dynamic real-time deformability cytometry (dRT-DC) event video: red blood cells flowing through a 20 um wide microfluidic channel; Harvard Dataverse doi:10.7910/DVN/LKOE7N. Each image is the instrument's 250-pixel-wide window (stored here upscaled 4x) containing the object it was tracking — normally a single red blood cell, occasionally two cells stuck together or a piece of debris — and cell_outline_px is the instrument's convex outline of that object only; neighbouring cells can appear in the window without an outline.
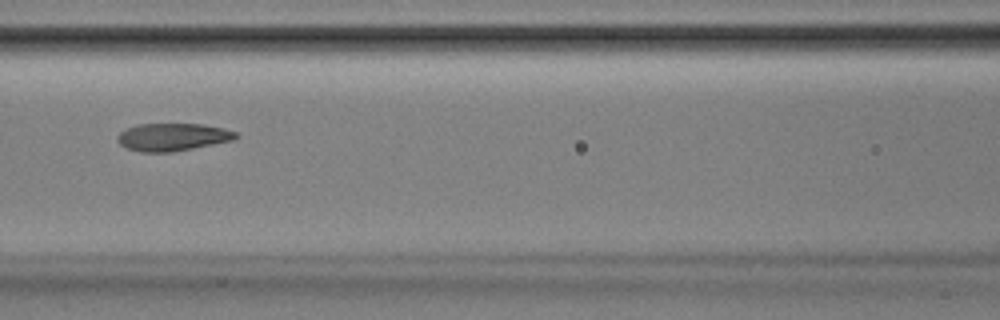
{"species": "Egyptian fruit bat (a non-hibernating species)", "species_latin": "Rousettus aegyptiacus", "temperature_condition": "room temperature", "stored_images_in_passage": 37, "camera_frame_rate_fps": 3000, "um_per_image_px": 0.085, "animal": {"sex": "male"}, "frame": {"image": 1, "passage_image": 8, "time_ms": 2.333, "image_size_px": [1000, 320], "cell_outline_px": [[240, 136], [232, 140], [172, 152], [140, 152], [128, 148], [120, 144], [116, 140], [116, 136], [120, 132], [136, 124], [204, 124], [224, 128], [236, 132]], "centroid_in_image_um": [14.66, 11.64], "position_along_channel_um": 151.9, "area_um2": 19.02}}
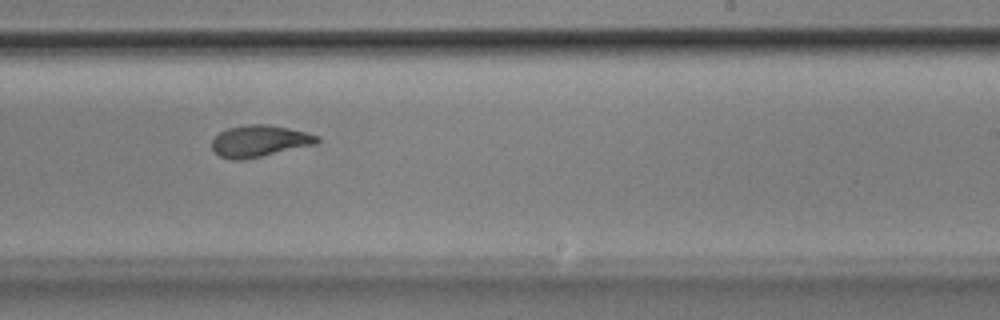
{"frame": {"image": 2, "passage_image": 17, "time_ms": 5.333, "image_size_px": [1000, 320], "cell_outline_px": [[320, 140], [316, 144], [244, 160], [232, 160], [220, 156], [212, 148], [212, 140], [220, 132], [228, 128], [244, 124], [268, 124], [288, 128], [320, 136]], "centroid_in_image_um": [22.05, 11.99], "position_along_channel_um": 266.9, "area_um2": 19.36}}
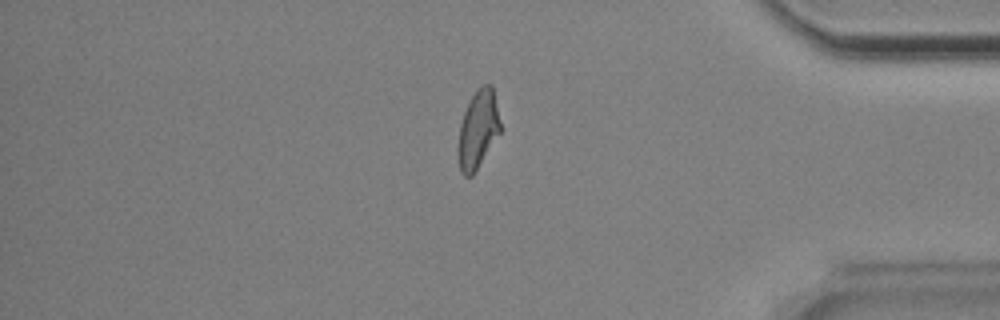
{"frame": {"image": 3, "passage_image": 29, "time_ms": 9.333, "image_size_px": [1000, 320], "cell_outline_px": [[500, 132], [472, 176], [464, 176], [460, 172], [456, 148], [460, 124], [464, 112], [476, 88], [484, 84], [492, 84], [500, 124]], "centroid_in_image_um": [40.59, 11.02], "position_along_channel_um": 394.6, "area_um2": 19.13}, "authors_computed_cell_mechanics": {"area_um2": 19.363, "velocity_mm_per_s": 3.8544, "shape_relaxation_time_tau1_ms": 7.0531, "shape_relaxation_time_tau2_ms": 1.6893, "deformation_change_tau1": 0.2185, "deformation_change_tau2": 0.091}}